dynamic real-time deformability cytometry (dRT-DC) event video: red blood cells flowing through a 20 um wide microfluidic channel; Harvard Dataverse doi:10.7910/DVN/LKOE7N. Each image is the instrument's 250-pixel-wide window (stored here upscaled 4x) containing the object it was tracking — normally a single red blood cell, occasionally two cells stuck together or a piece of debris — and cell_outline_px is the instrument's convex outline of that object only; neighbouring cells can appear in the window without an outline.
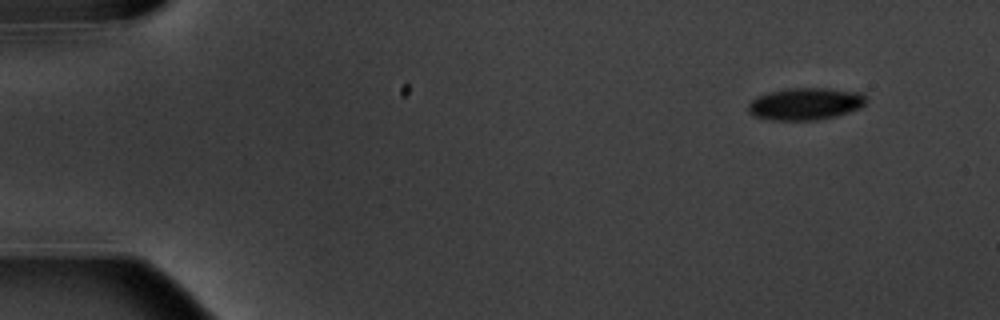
{"species": "common noctule bat (a hibernating species)", "species_latin": "Nyctalus noctula", "temperature_condition": "warm", "stored_images_in_passage": 4, "camera_frame_rate_fps": 3000, "um_per_image_px": 0.085, "animal": {"sex": "male", "body_mass_g": 20.1, "forearm_length_mm": 53.5}, "frame": {"image": 1, "passage_image": 1, "time_ms": 0.0, "image_size_px": [1000, 320], "cell_outline_px": [[868, 100], [860, 108], [836, 116], [820, 120], [768, 120], [752, 116], [748, 112], [748, 104], [756, 96], [768, 92], [788, 88], [828, 88], [864, 92]], "centroid_in_image_um": [68.46, 8.82], "position_along_channel_um": 16.5, "area_um2": 22.54}}